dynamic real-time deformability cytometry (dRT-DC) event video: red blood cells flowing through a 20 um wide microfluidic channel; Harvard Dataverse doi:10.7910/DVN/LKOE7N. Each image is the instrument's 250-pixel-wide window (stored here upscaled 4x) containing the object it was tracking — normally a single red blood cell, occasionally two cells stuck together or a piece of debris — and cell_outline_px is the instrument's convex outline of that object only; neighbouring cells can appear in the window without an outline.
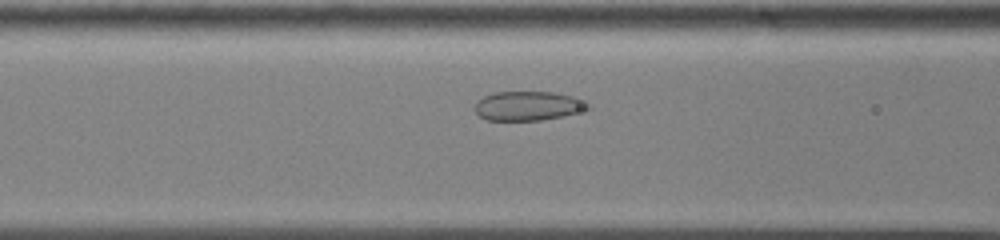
{"species": "common noctule bat (a hibernating species)", "species_latin": "Nyctalus noctula", "temperature_condition": "cold", "stored_images_in_passage": 46, "camera_frame_rate_fps": 3000, "um_per_image_px": 0.085, "animal": {"sex": "male", "body_mass_g": 13.0, "forearm_length_mm": 53.1}, "frame": {"image": 1, "passage_image": 15, "time_ms": 4.667, "image_size_px": [1000, 240], "cell_outline_px": [[592, 108], [560, 116], [540, 120], [488, 120], [480, 116], [476, 112], [476, 104], [484, 96], [496, 92], [552, 92], [572, 96], [592, 104]], "centroid_in_image_um": [44.92, 8.99], "position_along_channel_um": 121.7, "area_um2": 18.96}}
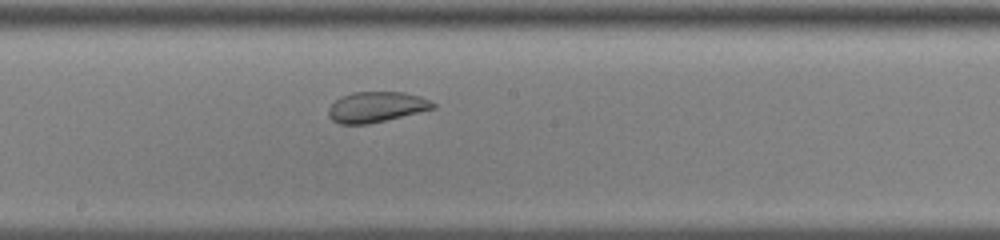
{"frame": {"image": 2, "passage_image": 23, "time_ms": 7.333, "image_size_px": [1000, 240], "cell_outline_px": [[436, 108], [368, 124], [340, 124], [332, 120], [328, 116], [328, 108], [340, 96], [352, 92], [404, 92], [420, 96], [436, 104]], "centroid_in_image_um": [31.96, 9.09], "position_along_channel_um": 216.2, "area_um2": 18.55}}
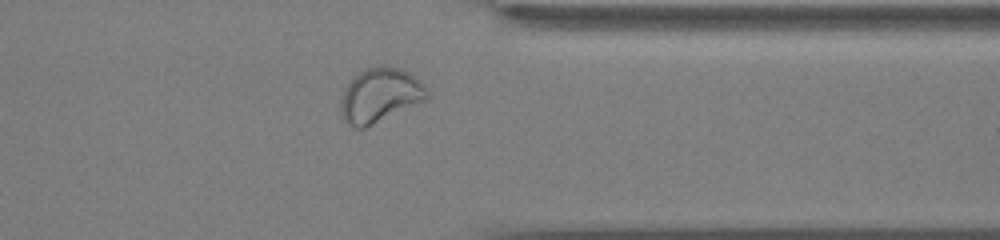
{"frame": {"image": 3, "passage_image": 37, "time_ms": 12.0, "image_size_px": [1000, 240], "cell_outline_px": [[428, 96], [424, 100], [364, 128], [356, 128], [348, 124], [344, 116], [340, 104], [340, 100], [352, 76], [364, 68], [396, 68], [408, 72], [428, 92]], "centroid_in_image_um": [32.24, 8.11], "position_along_channel_um": 379.2, "area_um2": 26.07}}